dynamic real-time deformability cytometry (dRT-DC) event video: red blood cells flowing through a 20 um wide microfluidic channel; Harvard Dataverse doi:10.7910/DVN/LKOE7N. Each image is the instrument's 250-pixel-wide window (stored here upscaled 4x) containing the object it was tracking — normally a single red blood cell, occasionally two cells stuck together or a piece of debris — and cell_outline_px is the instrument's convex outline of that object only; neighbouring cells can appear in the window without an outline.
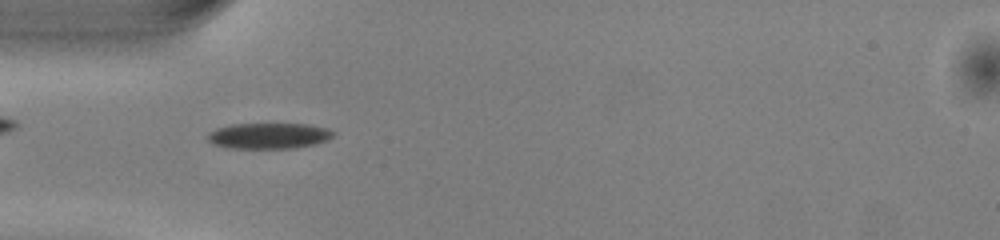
{"species": "common noctule bat (a hibernating species)", "species_latin": "Nyctalus noctula", "temperature_condition": "warm", "stored_images_in_passage": 49, "camera_frame_rate_fps": 3000, "um_per_image_px": 0.085, "animal": {"sex": "male", "body_mass_g": 13.0, "forearm_length_mm": 53.1}, "frame": {"image": 1, "passage_image": 14, "time_ms": 4.333, "image_size_px": [1000, 240], "cell_outline_px": [[336, 132], [328, 140], [316, 144], [296, 148], [224, 148], [212, 144], [208, 140], [208, 132], [216, 128], [232, 124], [308, 124], [328, 128]], "centroid_in_image_um": [22.85, 11.54], "position_along_channel_um": 62.2, "area_um2": 19.13}}
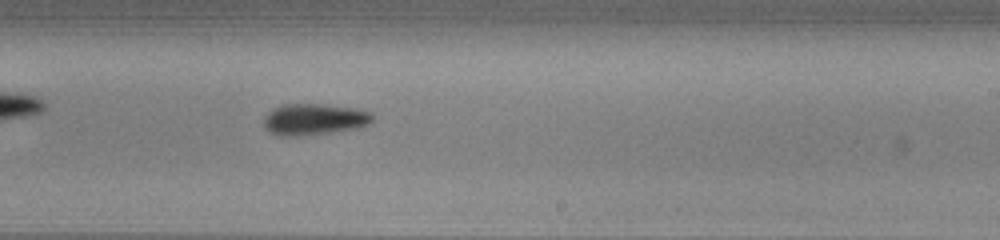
{"frame": {"image": 2, "passage_image": 29, "time_ms": 9.333, "image_size_px": [1000, 240], "cell_outline_px": [[372, 120], [368, 124], [356, 128], [328, 132], [296, 136], [276, 136], [268, 132], [264, 128], [264, 116], [268, 112], [284, 104], [324, 104], [352, 108], [372, 112]], "centroid_in_image_um": [26.65, 10.14], "position_along_channel_um": 262.4, "area_um2": 19.71}}
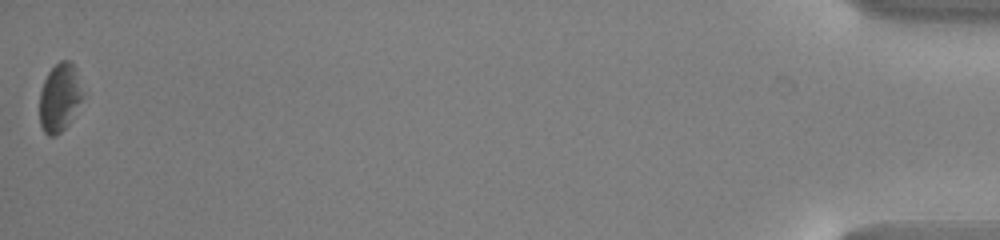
{"frame": {"image": 3, "passage_image": 49, "time_ms": 16.0, "image_size_px": [1000, 240], "cell_outline_px": [[80, 100], [68, 124], [56, 136], [48, 136], [44, 132], [40, 124], [40, 92], [44, 80], [48, 72], [60, 60], [68, 60], [72, 64], [80, 92]], "centroid_in_image_um": [4.98, 8.33], "position_along_channel_um": 430.2, "area_um2": 16.24}, "authors_computed_cell_mechanics": {"area_um2": 18.8428, "velocity_mm_per_s": 4.0368, "shape_relaxation_time_tau1_ms": 2.1349, "shape_relaxation_time_tau2_ms": null, "deformation_change_tau1": 0.0995, "deformation_change_tau2": null}}